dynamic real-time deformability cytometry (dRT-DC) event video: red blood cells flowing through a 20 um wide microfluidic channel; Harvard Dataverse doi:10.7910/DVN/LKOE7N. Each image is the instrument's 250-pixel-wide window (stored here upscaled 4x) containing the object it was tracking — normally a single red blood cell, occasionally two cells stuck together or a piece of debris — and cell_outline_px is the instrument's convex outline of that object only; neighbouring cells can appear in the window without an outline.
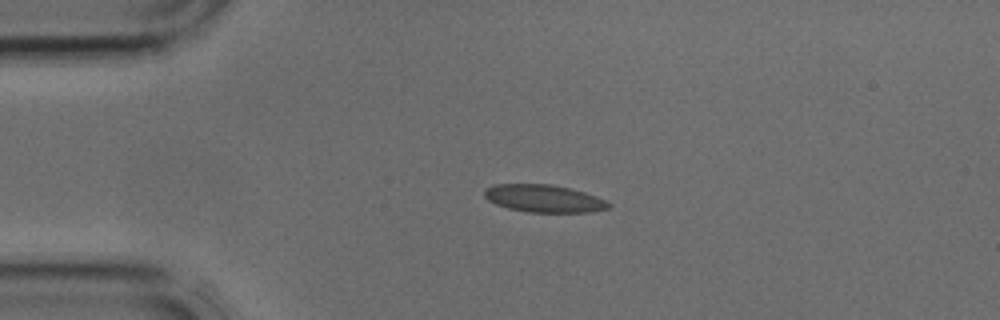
{"species": "common noctule bat (a hibernating species)", "species_latin": "Nyctalus noctula", "temperature_condition": "cold", "stored_images_in_passage": 2, "camera_frame_rate_fps": 3000, "um_per_image_px": 0.085, "animal": {"sex": "male", "body_mass_g": 17.9, "forearm_length_mm": 54.2}, "frame": {"image": 1, "passage_image": 2, "time_ms": 0.333, "image_size_px": [1000, 320], "cell_outline_px": [[612, 204], [608, 208], [588, 212], [528, 212], [508, 208], [496, 204], [488, 200], [484, 196], [484, 188], [496, 184], [552, 184], [572, 188], [596, 196]], "centroid_in_image_um": [46.21, 16.86], "position_along_channel_um": 38.8, "area_um2": 19.94}}